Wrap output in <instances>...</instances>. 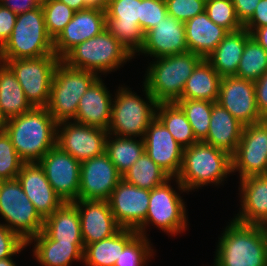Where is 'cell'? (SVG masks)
<instances>
[{
	"mask_svg": "<svg viewBox=\"0 0 267 266\" xmlns=\"http://www.w3.org/2000/svg\"><path fill=\"white\" fill-rule=\"evenodd\" d=\"M266 71L267 51L250 36L246 41L235 76L255 82Z\"/></svg>",
	"mask_w": 267,
	"mask_h": 266,
	"instance_id": "obj_37",
	"label": "cell"
},
{
	"mask_svg": "<svg viewBox=\"0 0 267 266\" xmlns=\"http://www.w3.org/2000/svg\"><path fill=\"white\" fill-rule=\"evenodd\" d=\"M60 60L56 55H46L38 58L0 60V62L5 63L16 75L32 107H47L54 70Z\"/></svg>",
	"mask_w": 267,
	"mask_h": 266,
	"instance_id": "obj_11",
	"label": "cell"
},
{
	"mask_svg": "<svg viewBox=\"0 0 267 266\" xmlns=\"http://www.w3.org/2000/svg\"><path fill=\"white\" fill-rule=\"evenodd\" d=\"M240 211L234 220L243 224L267 223V174L250 175L240 179Z\"/></svg>",
	"mask_w": 267,
	"mask_h": 266,
	"instance_id": "obj_24",
	"label": "cell"
},
{
	"mask_svg": "<svg viewBox=\"0 0 267 266\" xmlns=\"http://www.w3.org/2000/svg\"><path fill=\"white\" fill-rule=\"evenodd\" d=\"M176 103L185 113L196 139L203 141L209 132L211 112L215 102L200 99H179Z\"/></svg>",
	"mask_w": 267,
	"mask_h": 266,
	"instance_id": "obj_38",
	"label": "cell"
},
{
	"mask_svg": "<svg viewBox=\"0 0 267 266\" xmlns=\"http://www.w3.org/2000/svg\"><path fill=\"white\" fill-rule=\"evenodd\" d=\"M27 246L16 233L0 223V259L17 256Z\"/></svg>",
	"mask_w": 267,
	"mask_h": 266,
	"instance_id": "obj_45",
	"label": "cell"
},
{
	"mask_svg": "<svg viewBox=\"0 0 267 266\" xmlns=\"http://www.w3.org/2000/svg\"><path fill=\"white\" fill-rule=\"evenodd\" d=\"M188 51L185 23L167 15L144 34V43L137 52L154 58Z\"/></svg>",
	"mask_w": 267,
	"mask_h": 266,
	"instance_id": "obj_21",
	"label": "cell"
},
{
	"mask_svg": "<svg viewBox=\"0 0 267 266\" xmlns=\"http://www.w3.org/2000/svg\"><path fill=\"white\" fill-rule=\"evenodd\" d=\"M111 95L99 76L80 98L73 121L108 131L114 97Z\"/></svg>",
	"mask_w": 267,
	"mask_h": 266,
	"instance_id": "obj_25",
	"label": "cell"
},
{
	"mask_svg": "<svg viewBox=\"0 0 267 266\" xmlns=\"http://www.w3.org/2000/svg\"><path fill=\"white\" fill-rule=\"evenodd\" d=\"M205 12L215 24L228 32H235L244 28L237 17L231 0H206Z\"/></svg>",
	"mask_w": 267,
	"mask_h": 266,
	"instance_id": "obj_40",
	"label": "cell"
},
{
	"mask_svg": "<svg viewBox=\"0 0 267 266\" xmlns=\"http://www.w3.org/2000/svg\"><path fill=\"white\" fill-rule=\"evenodd\" d=\"M254 84L257 107L264 119L267 118V71Z\"/></svg>",
	"mask_w": 267,
	"mask_h": 266,
	"instance_id": "obj_47",
	"label": "cell"
},
{
	"mask_svg": "<svg viewBox=\"0 0 267 266\" xmlns=\"http://www.w3.org/2000/svg\"><path fill=\"white\" fill-rule=\"evenodd\" d=\"M220 236L214 266H267V235L263 226L232 219Z\"/></svg>",
	"mask_w": 267,
	"mask_h": 266,
	"instance_id": "obj_2",
	"label": "cell"
},
{
	"mask_svg": "<svg viewBox=\"0 0 267 266\" xmlns=\"http://www.w3.org/2000/svg\"><path fill=\"white\" fill-rule=\"evenodd\" d=\"M88 7L106 10L109 0H86Z\"/></svg>",
	"mask_w": 267,
	"mask_h": 266,
	"instance_id": "obj_53",
	"label": "cell"
},
{
	"mask_svg": "<svg viewBox=\"0 0 267 266\" xmlns=\"http://www.w3.org/2000/svg\"><path fill=\"white\" fill-rule=\"evenodd\" d=\"M42 231L54 241L83 243L77 206L64 202L44 220Z\"/></svg>",
	"mask_w": 267,
	"mask_h": 266,
	"instance_id": "obj_30",
	"label": "cell"
},
{
	"mask_svg": "<svg viewBox=\"0 0 267 266\" xmlns=\"http://www.w3.org/2000/svg\"><path fill=\"white\" fill-rule=\"evenodd\" d=\"M121 179L122 175L105 152L83 161L78 200H108Z\"/></svg>",
	"mask_w": 267,
	"mask_h": 266,
	"instance_id": "obj_17",
	"label": "cell"
},
{
	"mask_svg": "<svg viewBox=\"0 0 267 266\" xmlns=\"http://www.w3.org/2000/svg\"><path fill=\"white\" fill-rule=\"evenodd\" d=\"M145 153L171 178L181 170L184 148L168 129L155 117L143 137Z\"/></svg>",
	"mask_w": 267,
	"mask_h": 266,
	"instance_id": "obj_19",
	"label": "cell"
},
{
	"mask_svg": "<svg viewBox=\"0 0 267 266\" xmlns=\"http://www.w3.org/2000/svg\"><path fill=\"white\" fill-rule=\"evenodd\" d=\"M156 117L183 148L198 142L185 113L176 102L158 103Z\"/></svg>",
	"mask_w": 267,
	"mask_h": 266,
	"instance_id": "obj_35",
	"label": "cell"
},
{
	"mask_svg": "<svg viewBox=\"0 0 267 266\" xmlns=\"http://www.w3.org/2000/svg\"><path fill=\"white\" fill-rule=\"evenodd\" d=\"M73 203L79 213L84 246L108 238L121 229L108 200H76Z\"/></svg>",
	"mask_w": 267,
	"mask_h": 266,
	"instance_id": "obj_22",
	"label": "cell"
},
{
	"mask_svg": "<svg viewBox=\"0 0 267 266\" xmlns=\"http://www.w3.org/2000/svg\"><path fill=\"white\" fill-rule=\"evenodd\" d=\"M4 130L25 163L39 162L56 146L57 123L46 107H33L8 119Z\"/></svg>",
	"mask_w": 267,
	"mask_h": 266,
	"instance_id": "obj_1",
	"label": "cell"
},
{
	"mask_svg": "<svg viewBox=\"0 0 267 266\" xmlns=\"http://www.w3.org/2000/svg\"><path fill=\"white\" fill-rule=\"evenodd\" d=\"M245 125L263 121L257 107L255 84L235 75L222 77L217 102Z\"/></svg>",
	"mask_w": 267,
	"mask_h": 266,
	"instance_id": "obj_16",
	"label": "cell"
},
{
	"mask_svg": "<svg viewBox=\"0 0 267 266\" xmlns=\"http://www.w3.org/2000/svg\"><path fill=\"white\" fill-rule=\"evenodd\" d=\"M16 19L17 14L0 3V49L10 38Z\"/></svg>",
	"mask_w": 267,
	"mask_h": 266,
	"instance_id": "obj_46",
	"label": "cell"
},
{
	"mask_svg": "<svg viewBox=\"0 0 267 266\" xmlns=\"http://www.w3.org/2000/svg\"><path fill=\"white\" fill-rule=\"evenodd\" d=\"M246 30L251 34V37L267 51V26Z\"/></svg>",
	"mask_w": 267,
	"mask_h": 266,
	"instance_id": "obj_51",
	"label": "cell"
},
{
	"mask_svg": "<svg viewBox=\"0 0 267 266\" xmlns=\"http://www.w3.org/2000/svg\"><path fill=\"white\" fill-rule=\"evenodd\" d=\"M68 5L75 12L89 8L86 0H57Z\"/></svg>",
	"mask_w": 267,
	"mask_h": 266,
	"instance_id": "obj_52",
	"label": "cell"
},
{
	"mask_svg": "<svg viewBox=\"0 0 267 266\" xmlns=\"http://www.w3.org/2000/svg\"><path fill=\"white\" fill-rule=\"evenodd\" d=\"M222 77L203 59L186 81L180 99L217 102Z\"/></svg>",
	"mask_w": 267,
	"mask_h": 266,
	"instance_id": "obj_32",
	"label": "cell"
},
{
	"mask_svg": "<svg viewBox=\"0 0 267 266\" xmlns=\"http://www.w3.org/2000/svg\"><path fill=\"white\" fill-rule=\"evenodd\" d=\"M138 234L137 231L121 228L116 234L84 246L85 266H114L124 247Z\"/></svg>",
	"mask_w": 267,
	"mask_h": 266,
	"instance_id": "obj_31",
	"label": "cell"
},
{
	"mask_svg": "<svg viewBox=\"0 0 267 266\" xmlns=\"http://www.w3.org/2000/svg\"><path fill=\"white\" fill-rule=\"evenodd\" d=\"M263 122L267 125V118H264Z\"/></svg>",
	"mask_w": 267,
	"mask_h": 266,
	"instance_id": "obj_57",
	"label": "cell"
},
{
	"mask_svg": "<svg viewBox=\"0 0 267 266\" xmlns=\"http://www.w3.org/2000/svg\"><path fill=\"white\" fill-rule=\"evenodd\" d=\"M45 0H0V3L12 12L24 13L37 6H41Z\"/></svg>",
	"mask_w": 267,
	"mask_h": 266,
	"instance_id": "obj_50",
	"label": "cell"
},
{
	"mask_svg": "<svg viewBox=\"0 0 267 266\" xmlns=\"http://www.w3.org/2000/svg\"><path fill=\"white\" fill-rule=\"evenodd\" d=\"M250 36L251 34L245 28L228 32L205 59L221 77L236 75L246 41Z\"/></svg>",
	"mask_w": 267,
	"mask_h": 266,
	"instance_id": "obj_29",
	"label": "cell"
},
{
	"mask_svg": "<svg viewBox=\"0 0 267 266\" xmlns=\"http://www.w3.org/2000/svg\"><path fill=\"white\" fill-rule=\"evenodd\" d=\"M24 163L9 135L5 130L0 131V180L16 179Z\"/></svg>",
	"mask_w": 267,
	"mask_h": 266,
	"instance_id": "obj_42",
	"label": "cell"
},
{
	"mask_svg": "<svg viewBox=\"0 0 267 266\" xmlns=\"http://www.w3.org/2000/svg\"><path fill=\"white\" fill-rule=\"evenodd\" d=\"M188 51L206 58L228 34V31L215 24L204 11L185 22Z\"/></svg>",
	"mask_w": 267,
	"mask_h": 266,
	"instance_id": "obj_26",
	"label": "cell"
},
{
	"mask_svg": "<svg viewBox=\"0 0 267 266\" xmlns=\"http://www.w3.org/2000/svg\"><path fill=\"white\" fill-rule=\"evenodd\" d=\"M232 173L231 156L203 141H198L183 150L181 170L174 178L177 189L189 192L205 185H222Z\"/></svg>",
	"mask_w": 267,
	"mask_h": 266,
	"instance_id": "obj_3",
	"label": "cell"
},
{
	"mask_svg": "<svg viewBox=\"0 0 267 266\" xmlns=\"http://www.w3.org/2000/svg\"><path fill=\"white\" fill-rule=\"evenodd\" d=\"M0 266H17L16 262L13 261V257H7L0 259Z\"/></svg>",
	"mask_w": 267,
	"mask_h": 266,
	"instance_id": "obj_54",
	"label": "cell"
},
{
	"mask_svg": "<svg viewBox=\"0 0 267 266\" xmlns=\"http://www.w3.org/2000/svg\"><path fill=\"white\" fill-rule=\"evenodd\" d=\"M141 0H109L106 29L135 56L144 43L139 26Z\"/></svg>",
	"mask_w": 267,
	"mask_h": 266,
	"instance_id": "obj_14",
	"label": "cell"
},
{
	"mask_svg": "<svg viewBox=\"0 0 267 266\" xmlns=\"http://www.w3.org/2000/svg\"><path fill=\"white\" fill-rule=\"evenodd\" d=\"M54 191L64 202L79 197L81 163L57 145L38 162Z\"/></svg>",
	"mask_w": 267,
	"mask_h": 266,
	"instance_id": "obj_15",
	"label": "cell"
},
{
	"mask_svg": "<svg viewBox=\"0 0 267 266\" xmlns=\"http://www.w3.org/2000/svg\"><path fill=\"white\" fill-rule=\"evenodd\" d=\"M244 125L218 103H214L211 112L209 132L203 142L210 144L230 156L235 153L241 139Z\"/></svg>",
	"mask_w": 267,
	"mask_h": 266,
	"instance_id": "obj_27",
	"label": "cell"
},
{
	"mask_svg": "<svg viewBox=\"0 0 267 266\" xmlns=\"http://www.w3.org/2000/svg\"><path fill=\"white\" fill-rule=\"evenodd\" d=\"M17 179L26 196L44 220L64 203L52 188L38 162L24 163Z\"/></svg>",
	"mask_w": 267,
	"mask_h": 266,
	"instance_id": "obj_23",
	"label": "cell"
},
{
	"mask_svg": "<svg viewBox=\"0 0 267 266\" xmlns=\"http://www.w3.org/2000/svg\"><path fill=\"white\" fill-rule=\"evenodd\" d=\"M172 180L174 179L170 178L161 186L150 190L148 212L145 221L136 230L138 234L147 237L146 229L150 224L171 236L188 229L186 204L181 194L171 185Z\"/></svg>",
	"mask_w": 267,
	"mask_h": 266,
	"instance_id": "obj_10",
	"label": "cell"
},
{
	"mask_svg": "<svg viewBox=\"0 0 267 266\" xmlns=\"http://www.w3.org/2000/svg\"><path fill=\"white\" fill-rule=\"evenodd\" d=\"M167 15L165 0H141L139 26L145 34L163 21Z\"/></svg>",
	"mask_w": 267,
	"mask_h": 266,
	"instance_id": "obj_43",
	"label": "cell"
},
{
	"mask_svg": "<svg viewBox=\"0 0 267 266\" xmlns=\"http://www.w3.org/2000/svg\"><path fill=\"white\" fill-rule=\"evenodd\" d=\"M113 136V137H112ZM145 152L144 141L135 137L107 135L105 153L123 175Z\"/></svg>",
	"mask_w": 267,
	"mask_h": 266,
	"instance_id": "obj_34",
	"label": "cell"
},
{
	"mask_svg": "<svg viewBox=\"0 0 267 266\" xmlns=\"http://www.w3.org/2000/svg\"><path fill=\"white\" fill-rule=\"evenodd\" d=\"M105 29V10L91 7L79 10L53 40L54 54L62 59L77 44L96 36Z\"/></svg>",
	"mask_w": 267,
	"mask_h": 266,
	"instance_id": "obj_20",
	"label": "cell"
},
{
	"mask_svg": "<svg viewBox=\"0 0 267 266\" xmlns=\"http://www.w3.org/2000/svg\"><path fill=\"white\" fill-rule=\"evenodd\" d=\"M41 6L47 32L54 40L70 22L75 11L57 0H45Z\"/></svg>",
	"mask_w": 267,
	"mask_h": 266,
	"instance_id": "obj_39",
	"label": "cell"
},
{
	"mask_svg": "<svg viewBox=\"0 0 267 266\" xmlns=\"http://www.w3.org/2000/svg\"><path fill=\"white\" fill-rule=\"evenodd\" d=\"M107 135L105 129L65 121L57 124L56 145L81 163L105 152Z\"/></svg>",
	"mask_w": 267,
	"mask_h": 266,
	"instance_id": "obj_13",
	"label": "cell"
},
{
	"mask_svg": "<svg viewBox=\"0 0 267 266\" xmlns=\"http://www.w3.org/2000/svg\"><path fill=\"white\" fill-rule=\"evenodd\" d=\"M238 19L244 25L254 14L260 0H231Z\"/></svg>",
	"mask_w": 267,
	"mask_h": 266,
	"instance_id": "obj_48",
	"label": "cell"
},
{
	"mask_svg": "<svg viewBox=\"0 0 267 266\" xmlns=\"http://www.w3.org/2000/svg\"><path fill=\"white\" fill-rule=\"evenodd\" d=\"M203 59L190 51L155 58L147 67L143 83L157 103L177 102L186 81Z\"/></svg>",
	"mask_w": 267,
	"mask_h": 266,
	"instance_id": "obj_4",
	"label": "cell"
},
{
	"mask_svg": "<svg viewBox=\"0 0 267 266\" xmlns=\"http://www.w3.org/2000/svg\"><path fill=\"white\" fill-rule=\"evenodd\" d=\"M98 77L92 71L69 67L60 60L54 70L46 107L57 124L75 119L80 98Z\"/></svg>",
	"mask_w": 267,
	"mask_h": 266,
	"instance_id": "obj_8",
	"label": "cell"
},
{
	"mask_svg": "<svg viewBox=\"0 0 267 266\" xmlns=\"http://www.w3.org/2000/svg\"><path fill=\"white\" fill-rule=\"evenodd\" d=\"M148 240L149 238L137 234L124 247L114 266H145L154 255L153 244Z\"/></svg>",
	"mask_w": 267,
	"mask_h": 266,
	"instance_id": "obj_41",
	"label": "cell"
},
{
	"mask_svg": "<svg viewBox=\"0 0 267 266\" xmlns=\"http://www.w3.org/2000/svg\"><path fill=\"white\" fill-rule=\"evenodd\" d=\"M32 108L16 75L5 63L0 62V110L5 119L19 116Z\"/></svg>",
	"mask_w": 267,
	"mask_h": 266,
	"instance_id": "obj_33",
	"label": "cell"
},
{
	"mask_svg": "<svg viewBox=\"0 0 267 266\" xmlns=\"http://www.w3.org/2000/svg\"><path fill=\"white\" fill-rule=\"evenodd\" d=\"M133 58L129 49L105 29L77 44L61 60L69 67L92 71L101 76L102 73L118 70Z\"/></svg>",
	"mask_w": 267,
	"mask_h": 266,
	"instance_id": "obj_5",
	"label": "cell"
},
{
	"mask_svg": "<svg viewBox=\"0 0 267 266\" xmlns=\"http://www.w3.org/2000/svg\"><path fill=\"white\" fill-rule=\"evenodd\" d=\"M267 26V0H260L254 14L244 24L245 29H257Z\"/></svg>",
	"mask_w": 267,
	"mask_h": 266,
	"instance_id": "obj_49",
	"label": "cell"
},
{
	"mask_svg": "<svg viewBox=\"0 0 267 266\" xmlns=\"http://www.w3.org/2000/svg\"><path fill=\"white\" fill-rule=\"evenodd\" d=\"M167 14L186 22L205 11L206 0H165Z\"/></svg>",
	"mask_w": 267,
	"mask_h": 266,
	"instance_id": "obj_44",
	"label": "cell"
},
{
	"mask_svg": "<svg viewBox=\"0 0 267 266\" xmlns=\"http://www.w3.org/2000/svg\"><path fill=\"white\" fill-rule=\"evenodd\" d=\"M55 55L42 6L17 14L11 36L0 49V60L38 58Z\"/></svg>",
	"mask_w": 267,
	"mask_h": 266,
	"instance_id": "obj_6",
	"label": "cell"
},
{
	"mask_svg": "<svg viewBox=\"0 0 267 266\" xmlns=\"http://www.w3.org/2000/svg\"><path fill=\"white\" fill-rule=\"evenodd\" d=\"M33 256L41 266H70L73 261H83V243H65L50 239L43 231L33 237Z\"/></svg>",
	"mask_w": 267,
	"mask_h": 266,
	"instance_id": "obj_28",
	"label": "cell"
},
{
	"mask_svg": "<svg viewBox=\"0 0 267 266\" xmlns=\"http://www.w3.org/2000/svg\"><path fill=\"white\" fill-rule=\"evenodd\" d=\"M150 190L139 188L121 179L108 199L111 212L123 229L137 230L145 221Z\"/></svg>",
	"mask_w": 267,
	"mask_h": 266,
	"instance_id": "obj_18",
	"label": "cell"
},
{
	"mask_svg": "<svg viewBox=\"0 0 267 266\" xmlns=\"http://www.w3.org/2000/svg\"><path fill=\"white\" fill-rule=\"evenodd\" d=\"M143 86L146 100L127 86L118 87L112 102L109 134L143 139L149 124L156 117L158 104L144 83Z\"/></svg>",
	"mask_w": 267,
	"mask_h": 266,
	"instance_id": "obj_7",
	"label": "cell"
},
{
	"mask_svg": "<svg viewBox=\"0 0 267 266\" xmlns=\"http://www.w3.org/2000/svg\"><path fill=\"white\" fill-rule=\"evenodd\" d=\"M6 122L7 120L5 119V117L3 116L0 110V131L4 130Z\"/></svg>",
	"mask_w": 267,
	"mask_h": 266,
	"instance_id": "obj_55",
	"label": "cell"
},
{
	"mask_svg": "<svg viewBox=\"0 0 267 266\" xmlns=\"http://www.w3.org/2000/svg\"><path fill=\"white\" fill-rule=\"evenodd\" d=\"M231 160L232 174L238 172L239 180L250 175L267 174V125L263 121L243 127Z\"/></svg>",
	"mask_w": 267,
	"mask_h": 266,
	"instance_id": "obj_12",
	"label": "cell"
},
{
	"mask_svg": "<svg viewBox=\"0 0 267 266\" xmlns=\"http://www.w3.org/2000/svg\"><path fill=\"white\" fill-rule=\"evenodd\" d=\"M170 178L145 152L122 175L126 182L148 190L161 186Z\"/></svg>",
	"mask_w": 267,
	"mask_h": 266,
	"instance_id": "obj_36",
	"label": "cell"
},
{
	"mask_svg": "<svg viewBox=\"0 0 267 266\" xmlns=\"http://www.w3.org/2000/svg\"><path fill=\"white\" fill-rule=\"evenodd\" d=\"M0 215L5 220L3 224L26 243L43 230L44 219L17 178L0 180Z\"/></svg>",
	"mask_w": 267,
	"mask_h": 266,
	"instance_id": "obj_9",
	"label": "cell"
},
{
	"mask_svg": "<svg viewBox=\"0 0 267 266\" xmlns=\"http://www.w3.org/2000/svg\"><path fill=\"white\" fill-rule=\"evenodd\" d=\"M265 231H266V235H267V223L263 226Z\"/></svg>",
	"mask_w": 267,
	"mask_h": 266,
	"instance_id": "obj_56",
	"label": "cell"
}]
</instances>
